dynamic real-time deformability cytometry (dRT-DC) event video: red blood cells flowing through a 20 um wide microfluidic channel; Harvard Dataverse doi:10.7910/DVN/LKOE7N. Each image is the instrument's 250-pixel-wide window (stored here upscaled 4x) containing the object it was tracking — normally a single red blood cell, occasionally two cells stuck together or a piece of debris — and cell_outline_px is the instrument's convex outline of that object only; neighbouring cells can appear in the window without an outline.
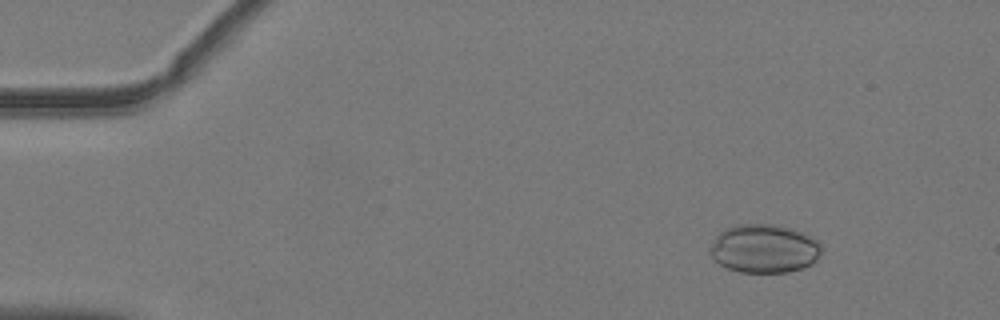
{"species": "common noctule bat (a hibernating species)", "species_latin": "Nyctalus noctula", "temperature_condition": "warm", "stored_images_in_passage": 49, "camera_frame_rate_fps": 3000, "um_per_image_px": 0.085, "animal": {"sex": "male", "body_mass_g": 19.2, "forearm_length_mm": 51.8}, "frame": {"image": 1, "passage_image": 7, "time_ms": 2.0, "image_size_px": [1000, 320], "cell_outline_px": [[820, 252], [816, 260], [812, 264], [788, 272], [740, 272], [728, 268], [720, 264], [708, 252], [708, 248], [716, 236], [724, 228], [736, 224], [776, 224], [792, 228], [804, 232], [820, 240]], "centroid_in_image_um": [64.95, 21.11], "position_along_channel_um": 20.0, "area_um2": 31.85}}
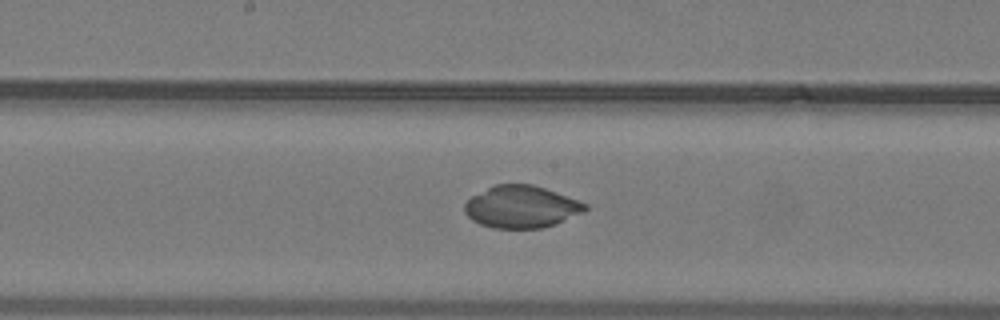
{"frame": {"image": 2, "passage_image": 28, "time_ms": 9.0, "image_size_px": [1000, 320], "cell_outline_px": [[588, 208], [584, 212], [556, 224], [540, 228], [492, 228], [480, 224], [472, 220], [464, 212], [464, 204], [472, 196], [496, 184], [532, 184], [580, 200], [588, 204]], "centroid_in_image_um": [44.34, 17.58], "position_along_channel_um": 203.9, "area_um2": 29.65}}
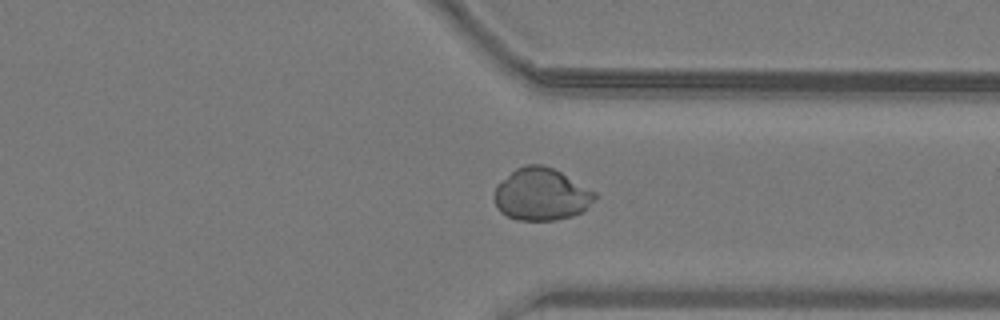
{"frame": {"image": 3, "passage_image": 40, "time_ms": 13.0, "image_size_px": [1000, 320], "cell_outline_px": [[596, 200], [580, 212], [572, 216], [556, 220], [516, 220], [500, 212], [496, 208], [496, 184], [516, 168], [524, 164], [540, 164], [552, 168], [560, 172], [596, 192]], "centroid_in_image_um": [46.0, 16.52], "position_along_channel_um": 365.4, "area_um2": 30.46}}